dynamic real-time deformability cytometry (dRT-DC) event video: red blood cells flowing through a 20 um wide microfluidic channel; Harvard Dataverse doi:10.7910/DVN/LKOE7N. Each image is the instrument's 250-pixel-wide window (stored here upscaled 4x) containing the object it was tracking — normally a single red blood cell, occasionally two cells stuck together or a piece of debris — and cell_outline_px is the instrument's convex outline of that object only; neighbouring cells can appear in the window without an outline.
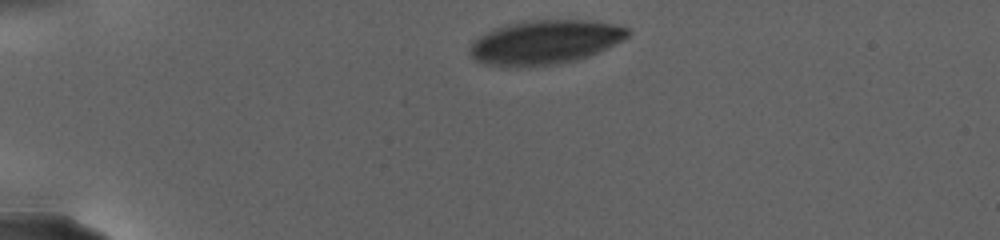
{"species": "human", "species_latin": "Homo sapiens", "temperature_condition": "warm", "stored_images_in_passage": 33, "camera_frame_rate_fps": 3000, "um_per_image_px": 0.085, "donor": {"sex": "female"}, "frame": {"image": 1, "passage_image": 1, "time_ms": 0.0, "image_size_px": [1000, 240], "cell_outline_px": [[628, 36], [624, 40], [588, 56], [576, 60], [552, 64], [516, 68], [500, 68], [480, 64], [472, 60], [468, 52], [468, 48], [472, 40], [496, 28], [508, 24], [524, 20], [588, 20], [612, 24], [628, 28]], "centroid_in_image_um": [46.21, 3.61], "position_along_channel_um": 38.8, "area_um2": 41.1}}
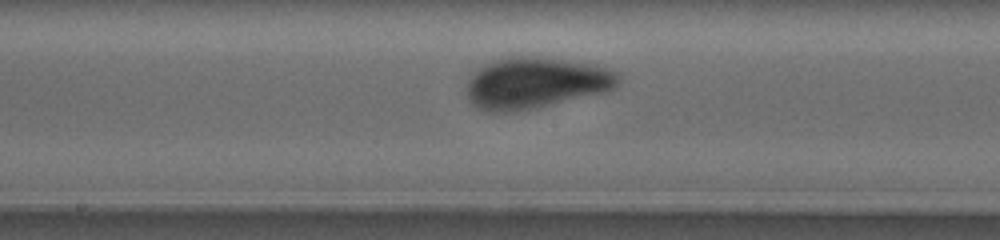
{"frame": {"image": 2, "passage_image": 19, "time_ms": 9.0, "image_size_px": [1000, 240], "cell_outline_px": [[620, 84], [616, 88], [608, 92], [536, 108], [504, 112], [484, 112], [476, 108], [468, 100], [468, 76], [484, 64], [492, 60], [504, 56], [536, 56], [596, 64], [620, 72]], "centroid_in_image_um": [45.56, 7.04], "position_along_channel_um": 202.6, "area_um2": 46.24}}
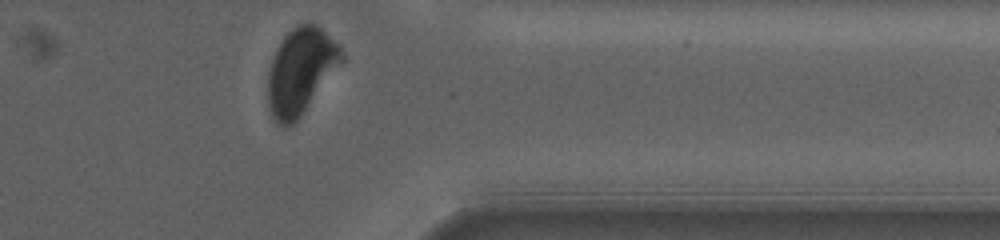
{"frame": {"image": 3, "passage_image": 33, "time_ms": 16.667, "image_size_px": [1000, 240], "cell_outline_px": [[344, 60], [300, 116], [292, 124], [284, 128], [276, 124], [268, 108], [268, 72], [276, 48], [284, 36], [292, 28], [300, 24], [316, 24], [340, 44], [344, 56]], "centroid_in_image_um": [25.55, 6.04], "position_along_channel_um": 385.8, "area_um2": 36.82}, "authors_computed_cell_mechanics": {"area_um2": 45.2574, "velocity_mm_per_s": 2.4669, "shape_relaxation_time_tau1_ms": 3.2753, "shape_relaxation_time_tau2_ms": null, "deformation_change_tau1": 0.1247, "deformation_change_tau2": null}}